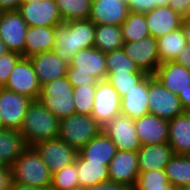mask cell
Here are the masks:
<instances>
[{
    "label": "cell",
    "mask_w": 190,
    "mask_h": 190,
    "mask_svg": "<svg viewBox=\"0 0 190 190\" xmlns=\"http://www.w3.org/2000/svg\"><path fill=\"white\" fill-rule=\"evenodd\" d=\"M54 51L68 67L81 49L94 47L95 24L90 20H72L54 27Z\"/></svg>",
    "instance_id": "cell-1"
},
{
    "label": "cell",
    "mask_w": 190,
    "mask_h": 190,
    "mask_svg": "<svg viewBox=\"0 0 190 190\" xmlns=\"http://www.w3.org/2000/svg\"><path fill=\"white\" fill-rule=\"evenodd\" d=\"M27 146L58 138L59 119L39 100H32L19 129Z\"/></svg>",
    "instance_id": "cell-2"
},
{
    "label": "cell",
    "mask_w": 190,
    "mask_h": 190,
    "mask_svg": "<svg viewBox=\"0 0 190 190\" xmlns=\"http://www.w3.org/2000/svg\"><path fill=\"white\" fill-rule=\"evenodd\" d=\"M13 182L37 187L51 186L52 174L34 147L28 146L11 166Z\"/></svg>",
    "instance_id": "cell-3"
},
{
    "label": "cell",
    "mask_w": 190,
    "mask_h": 190,
    "mask_svg": "<svg viewBox=\"0 0 190 190\" xmlns=\"http://www.w3.org/2000/svg\"><path fill=\"white\" fill-rule=\"evenodd\" d=\"M74 87L67 76L41 85L38 100L59 120L75 114Z\"/></svg>",
    "instance_id": "cell-4"
},
{
    "label": "cell",
    "mask_w": 190,
    "mask_h": 190,
    "mask_svg": "<svg viewBox=\"0 0 190 190\" xmlns=\"http://www.w3.org/2000/svg\"><path fill=\"white\" fill-rule=\"evenodd\" d=\"M102 131L91 115L72 114L59 120L58 137L78 151Z\"/></svg>",
    "instance_id": "cell-5"
},
{
    "label": "cell",
    "mask_w": 190,
    "mask_h": 190,
    "mask_svg": "<svg viewBox=\"0 0 190 190\" xmlns=\"http://www.w3.org/2000/svg\"><path fill=\"white\" fill-rule=\"evenodd\" d=\"M148 103L149 112L160 118L171 120L183 114L180 99L156 78L148 74Z\"/></svg>",
    "instance_id": "cell-6"
},
{
    "label": "cell",
    "mask_w": 190,
    "mask_h": 190,
    "mask_svg": "<svg viewBox=\"0 0 190 190\" xmlns=\"http://www.w3.org/2000/svg\"><path fill=\"white\" fill-rule=\"evenodd\" d=\"M5 89L38 100L41 85L29 58L22 57L9 75Z\"/></svg>",
    "instance_id": "cell-7"
},
{
    "label": "cell",
    "mask_w": 190,
    "mask_h": 190,
    "mask_svg": "<svg viewBox=\"0 0 190 190\" xmlns=\"http://www.w3.org/2000/svg\"><path fill=\"white\" fill-rule=\"evenodd\" d=\"M119 114H121L119 93L106 80L98 81L91 116L103 128Z\"/></svg>",
    "instance_id": "cell-8"
},
{
    "label": "cell",
    "mask_w": 190,
    "mask_h": 190,
    "mask_svg": "<svg viewBox=\"0 0 190 190\" xmlns=\"http://www.w3.org/2000/svg\"><path fill=\"white\" fill-rule=\"evenodd\" d=\"M17 11L28 27H55L63 23L56 0L21 3Z\"/></svg>",
    "instance_id": "cell-9"
},
{
    "label": "cell",
    "mask_w": 190,
    "mask_h": 190,
    "mask_svg": "<svg viewBox=\"0 0 190 190\" xmlns=\"http://www.w3.org/2000/svg\"><path fill=\"white\" fill-rule=\"evenodd\" d=\"M33 147L40 154L51 174L75 163L78 155V150L76 148L69 146L59 137L39 142Z\"/></svg>",
    "instance_id": "cell-10"
},
{
    "label": "cell",
    "mask_w": 190,
    "mask_h": 190,
    "mask_svg": "<svg viewBox=\"0 0 190 190\" xmlns=\"http://www.w3.org/2000/svg\"><path fill=\"white\" fill-rule=\"evenodd\" d=\"M123 50L139 70L154 75L161 64L158 55L157 39L148 36L134 42H124Z\"/></svg>",
    "instance_id": "cell-11"
},
{
    "label": "cell",
    "mask_w": 190,
    "mask_h": 190,
    "mask_svg": "<svg viewBox=\"0 0 190 190\" xmlns=\"http://www.w3.org/2000/svg\"><path fill=\"white\" fill-rule=\"evenodd\" d=\"M32 99L0 87V117L3 128L20 129Z\"/></svg>",
    "instance_id": "cell-12"
},
{
    "label": "cell",
    "mask_w": 190,
    "mask_h": 190,
    "mask_svg": "<svg viewBox=\"0 0 190 190\" xmlns=\"http://www.w3.org/2000/svg\"><path fill=\"white\" fill-rule=\"evenodd\" d=\"M117 150L137 152L142 146L137 136L134 120L123 114L116 115L102 128Z\"/></svg>",
    "instance_id": "cell-13"
},
{
    "label": "cell",
    "mask_w": 190,
    "mask_h": 190,
    "mask_svg": "<svg viewBox=\"0 0 190 190\" xmlns=\"http://www.w3.org/2000/svg\"><path fill=\"white\" fill-rule=\"evenodd\" d=\"M28 25L17 10H3L0 17V39L9 51L22 54Z\"/></svg>",
    "instance_id": "cell-14"
},
{
    "label": "cell",
    "mask_w": 190,
    "mask_h": 190,
    "mask_svg": "<svg viewBox=\"0 0 190 190\" xmlns=\"http://www.w3.org/2000/svg\"><path fill=\"white\" fill-rule=\"evenodd\" d=\"M67 73H88L98 81L105 80L107 75L106 53L95 47L79 50L71 58Z\"/></svg>",
    "instance_id": "cell-15"
},
{
    "label": "cell",
    "mask_w": 190,
    "mask_h": 190,
    "mask_svg": "<svg viewBox=\"0 0 190 190\" xmlns=\"http://www.w3.org/2000/svg\"><path fill=\"white\" fill-rule=\"evenodd\" d=\"M109 180L126 184L133 189L140 174L137 152L117 150L108 165Z\"/></svg>",
    "instance_id": "cell-16"
},
{
    "label": "cell",
    "mask_w": 190,
    "mask_h": 190,
    "mask_svg": "<svg viewBox=\"0 0 190 190\" xmlns=\"http://www.w3.org/2000/svg\"><path fill=\"white\" fill-rule=\"evenodd\" d=\"M129 8L125 0H92L89 19L95 25H118L127 19Z\"/></svg>",
    "instance_id": "cell-17"
},
{
    "label": "cell",
    "mask_w": 190,
    "mask_h": 190,
    "mask_svg": "<svg viewBox=\"0 0 190 190\" xmlns=\"http://www.w3.org/2000/svg\"><path fill=\"white\" fill-rule=\"evenodd\" d=\"M137 136L142 146L168 143V120L147 114L134 120Z\"/></svg>",
    "instance_id": "cell-18"
},
{
    "label": "cell",
    "mask_w": 190,
    "mask_h": 190,
    "mask_svg": "<svg viewBox=\"0 0 190 190\" xmlns=\"http://www.w3.org/2000/svg\"><path fill=\"white\" fill-rule=\"evenodd\" d=\"M183 17L169 6L155 7L145 13V20L150 36L158 39L180 28Z\"/></svg>",
    "instance_id": "cell-19"
},
{
    "label": "cell",
    "mask_w": 190,
    "mask_h": 190,
    "mask_svg": "<svg viewBox=\"0 0 190 190\" xmlns=\"http://www.w3.org/2000/svg\"><path fill=\"white\" fill-rule=\"evenodd\" d=\"M34 66L40 85L67 76L68 66L54 50L44 51L29 58Z\"/></svg>",
    "instance_id": "cell-20"
},
{
    "label": "cell",
    "mask_w": 190,
    "mask_h": 190,
    "mask_svg": "<svg viewBox=\"0 0 190 190\" xmlns=\"http://www.w3.org/2000/svg\"><path fill=\"white\" fill-rule=\"evenodd\" d=\"M154 77L174 94L179 95L190 89V71L175 61L161 63Z\"/></svg>",
    "instance_id": "cell-21"
},
{
    "label": "cell",
    "mask_w": 190,
    "mask_h": 190,
    "mask_svg": "<svg viewBox=\"0 0 190 190\" xmlns=\"http://www.w3.org/2000/svg\"><path fill=\"white\" fill-rule=\"evenodd\" d=\"M148 103V74L121 98V114L133 120L150 114Z\"/></svg>",
    "instance_id": "cell-22"
},
{
    "label": "cell",
    "mask_w": 190,
    "mask_h": 190,
    "mask_svg": "<svg viewBox=\"0 0 190 190\" xmlns=\"http://www.w3.org/2000/svg\"><path fill=\"white\" fill-rule=\"evenodd\" d=\"M138 167L143 171L164 170L174 155L169 143L141 146L138 151Z\"/></svg>",
    "instance_id": "cell-23"
},
{
    "label": "cell",
    "mask_w": 190,
    "mask_h": 190,
    "mask_svg": "<svg viewBox=\"0 0 190 190\" xmlns=\"http://www.w3.org/2000/svg\"><path fill=\"white\" fill-rule=\"evenodd\" d=\"M116 152V146L103 129L78 151L87 162H96L104 165H109Z\"/></svg>",
    "instance_id": "cell-24"
},
{
    "label": "cell",
    "mask_w": 190,
    "mask_h": 190,
    "mask_svg": "<svg viewBox=\"0 0 190 190\" xmlns=\"http://www.w3.org/2000/svg\"><path fill=\"white\" fill-rule=\"evenodd\" d=\"M168 123V143L174 154L190 155V112H184Z\"/></svg>",
    "instance_id": "cell-25"
},
{
    "label": "cell",
    "mask_w": 190,
    "mask_h": 190,
    "mask_svg": "<svg viewBox=\"0 0 190 190\" xmlns=\"http://www.w3.org/2000/svg\"><path fill=\"white\" fill-rule=\"evenodd\" d=\"M54 46V27H28L22 56L30 58L44 51H52Z\"/></svg>",
    "instance_id": "cell-26"
},
{
    "label": "cell",
    "mask_w": 190,
    "mask_h": 190,
    "mask_svg": "<svg viewBox=\"0 0 190 190\" xmlns=\"http://www.w3.org/2000/svg\"><path fill=\"white\" fill-rule=\"evenodd\" d=\"M28 146L18 130L0 129V164L11 167Z\"/></svg>",
    "instance_id": "cell-27"
},
{
    "label": "cell",
    "mask_w": 190,
    "mask_h": 190,
    "mask_svg": "<svg viewBox=\"0 0 190 190\" xmlns=\"http://www.w3.org/2000/svg\"><path fill=\"white\" fill-rule=\"evenodd\" d=\"M79 187L86 188L109 180L108 165L87 162L79 153L75 161Z\"/></svg>",
    "instance_id": "cell-28"
},
{
    "label": "cell",
    "mask_w": 190,
    "mask_h": 190,
    "mask_svg": "<svg viewBox=\"0 0 190 190\" xmlns=\"http://www.w3.org/2000/svg\"><path fill=\"white\" fill-rule=\"evenodd\" d=\"M186 45V38L181 27L159 37L157 39V48L160 63L175 61Z\"/></svg>",
    "instance_id": "cell-29"
},
{
    "label": "cell",
    "mask_w": 190,
    "mask_h": 190,
    "mask_svg": "<svg viewBox=\"0 0 190 190\" xmlns=\"http://www.w3.org/2000/svg\"><path fill=\"white\" fill-rule=\"evenodd\" d=\"M94 47L103 53L120 49L124 45L121 26L95 25Z\"/></svg>",
    "instance_id": "cell-30"
},
{
    "label": "cell",
    "mask_w": 190,
    "mask_h": 190,
    "mask_svg": "<svg viewBox=\"0 0 190 190\" xmlns=\"http://www.w3.org/2000/svg\"><path fill=\"white\" fill-rule=\"evenodd\" d=\"M164 171L175 188L190 186V155L174 154Z\"/></svg>",
    "instance_id": "cell-31"
},
{
    "label": "cell",
    "mask_w": 190,
    "mask_h": 190,
    "mask_svg": "<svg viewBox=\"0 0 190 190\" xmlns=\"http://www.w3.org/2000/svg\"><path fill=\"white\" fill-rule=\"evenodd\" d=\"M124 42H136L150 36L145 13L129 11L127 19L121 24Z\"/></svg>",
    "instance_id": "cell-32"
},
{
    "label": "cell",
    "mask_w": 190,
    "mask_h": 190,
    "mask_svg": "<svg viewBox=\"0 0 190 190\" xmlns=\"http://www.w3.org/2000/svg\"><path fill=\"white\" fill-rule=\"evenodd\" d=\"M63 22L88 20L92 0H56Z\"/></svg>",
    "instance_id": "cell-33"
},
{
    "label": "cell",
    "mask_w": 190,
    "mask_h": 190,
    "mask_svg": "<svg viewBox=\"0 0 190 190\" xmlns=\"http://www.w3.org/2000/svg\"><path fill=\"white\" fill-rule=\"evenodd\" d=\"M133 190H175L164 170L143 171L139 174Z\"/></svg>",
    "instance_id": "cell-34"
},
{
    "label": "cell",
    "mask_w": 190,
    "mask_h": 190,
    "mask_svg": "<svg viewBox=\"0 0 190 190\" xmlns=\"http://www.w3.org/2000/svg\"><path fill=\"white\" fill-rule=\"evenodd\" d=\"M107 72L145 73L126 55L123 48L106 53Z\"/></svg>",
    "instance_id": "cell-35"
},
{
    "label": "cell",
    "mask_w": 190,
    "mask_h": 190,
    "mask_svg": "<svg viewBox=\"0 0 190 190\" xmlns=\"http://www.w3.org/2000/svg\"><path fill=\"white\" fill-rule=\"evenodd\" d=\"M146 73H117L107 72L105 80L110 83L122 98L136 84H138Z\"/></svg>",
    "instance_id": "cell-36"
},
{
    "label": "cell",
    "mask_w": 190,
    "mask_h": 190,
    "mask_svg": "<svg viewBox=\"0 0 190 190\" xmlns=\"http://www.w3.org/2000/svg\"><path fill=\"white\" fill-rule=\"evenodd\" d=\"M51 188L55 190H74L79 187L78 172L75 163L52 174Z\"/></svg>",
    "instance_id": "cell-37"
},
{
    "label": "cell",
    "mask_w": 190,
    "mask_h": 190,
    "mask_svg": "<svg viewBox=\"0 0 190 190\" xmlns=\"http://www.w3.org/2000/svg\"><path fill=\"white\" fill-rule=\"evenodd\" d=\"M96 85L74 87L75 114L91 115L94 106Z\"/></svg>",
    "instance_id": "cell-38"
},
{
    "label": "cell",
    "mask_w": 190,
    "mask_h": 190,
    "mask_svg": "<svg viewBox=\"0 0 190 190\" xmlns=\"http://www.w3.org/2000/svg\"><path fill=\"white\" fill-rule=\"evenodd\" d=\"M22 57V54L15 51H8L0 57V87L6 85L10 73Z\"/></svg>",
    "instance_id": "cell-39"
},
{
    "label": "cell",
    "mask_w": 190,
    "mask_h": 190,
    "mask_svg": "<svg viewBox=\"0 0 190 190\" xmlns=\"http://www.w3.org/2000/svg\"><path fill=\"white\" fill-rule=\"evenodd\" d=\"M67 78L73 87L96 85L98 83V80L88 73H67Z\"/></svg>",
    "instance_id": "cell-40"
},
{
    "label": "cell",
    "mask_w": 190,
    "mask_h": 190,
    "mask_svg": "<svg viewBox=\"0 0 190 190\" xmlns=\"http://www.w3.org/2000/svg\"><path fill=\"white\" fill-rule=\"evenodd\" d=\"M129 11L146 13L155 8V3L152 0H125Z\"/></svg>",
    "instance_id": "cell-41"
},
{
    "label": "cell",
    "mask_w": 190,
    "mask_h": 190,
    "mask_svg": "<svg viewBox=\"0 0 190 190\" xmlns=\"http://www.w3.org/2000/svg\"><path fill=\"white\" fill-rule=\"evenodd\" d=\"M84 190H131L126 184L108 180L96 185L86 187Z\"/></svg>",
    "instance_id": "cell-42"
},
{
    "label": "cell",
    "mask_w": 190,
    "mask_h": 190,
    "mask_svg": "<svg viewBox=\"0 0 190 190\" xmlns=\"http://www.w3.org/2000/svg\"><path fill=\"white\" fill-rule=\"evenodd\" d=\"M13 182L11 167H0V190H9Z\"/></svg>",
    "instance_id": "cell-43"
},
{
    "label": "cell",
    "mask_w": 190,
    "mask_h": 190,
    "mask_svg": "<svg viewBox=\"0 0 190 190\" xmlns=\"http://www.w3.org/2000/svg\"><path fill=\"white\" fill-rule=\"evenodd\" d=\"M190 5V0H169L167 6L172 8L175 12L179 13L182 17L187 13Z\"/></svg>",
    "instance_id": "cell-44"
},
{
    "label": "cell",
    "mask_w": 190,
    "mask_h": 190,
    "mask_svg": "<svg viewBox=\"0 0 190 190\" xmlns=\"http://www.w3.org/2000/svg\"><path fill=\"white\" fill-rule=\"evenodd\" d=\"M175 62L190 71V48L187 45L179 53L178 57L175 59Z\"/></svg>",
    "instance_id": "cell-45"
},
{
    "label": "cell",
    "mask_w": 190,
    "mask_h": 190,
    "mask_svg": "<svg viewBox=\"0 0 190 190\" xmlns=\"http://www.w3.org/2000/svg\"><path fill=\"white\" fill-rule=\"evenodd\" d=\"M181 106L185 112H190V89L178 95Z\"/></svg>",
    "instance_id": "cell-46"
},
{
    "label": "cell",
    "mask_w": 190,
    "mask_h": 190,
    "mask_svg": "<svg viewBox=\"0 0 190 190\" xmlns=\"http://www.w3.org/2000/svg\"><path fill=\"white\" fill-rule=\"evenodd\" d=\"M20 4L21 0H0L2 10H17Z\"/></svg>",
    "instance_id": "cell-47"
},
{
    "label": "cell",
    "mask_w": 190,
    "mask_h": 190,
    "mask_svg": "<svg viewBox=\"0 0 190 190\" xmlns=\"http://www.w3.org/2000/svg\"><path fill=\"white\" fill-rule=\"evenodd\" d=\"M181 29L186 38V44L190 48V19H182Z\"/></svg>",
    "instance_id": "cell-48"
},
{
    "label": "cell",
    "mask_w": 190,
    "mask_h": 190,
    "mask_svg": "<svg viewBox=\"0 0 190 190\" xmlns=\"http://www.w3.org/2000/svg\"><path fill=\"white\" fill-rule=\"evenodd\" d=\"M9 190H40V189L19 182H12L11 188Z\"/></svg>",
    "instance_id": "cell-49"
},
{
    "label": "cell",
    "mask_w": 190,
    "mask_h": 190,
    "mask_svg": "<svg viewBox=\"0 0 190 190\" xmlns=\"http://www.w3.org/2000/svg\"><path fill=\"white\" fill-rule=\"evenodd\" d=\"M152 3H155V7H164L168 5L169 0H152Z\"/></svg>",
    "instance_id": "cell-50"
},
{
    "label": "cell",
    "mask_w": 190,
    "mask_h": 190,
    "mask_svg": "<svg viewBox=\"0 0 190 190\" xmlns=\"http://www.w3.org/2000/svg\"><path fill=\"white\" fill-rule=\"evenodd\" d=\"M9 50L7 49V46L5 43L0 39V57L4 54H6Z\"/></svg>",
    "instance_id": "cell-51"
},
{
    "label": "cell",
    "mask_w": 190,
    "mask_h": 190,
    "mask_svg": "<svg viewBox=\"0 0 190 190\" xmlns=\"http://www.w3.org/2000/svg\"><path fill=\"white\" fill-rule=\"evenodd\" d=\"M175 190H190V186H179L176 187Z\"/></svg>",
    "instance_id": "cell-52"
},
{
    "label": "cell",
    "mask_w": 190,
    "mask_h": 190,
    "mask_svg": "<svg viewBox=\"0 0 190 190\" xmlns=\"http://www.w3.org/2000/svg\"><path fill=\"white\" fill-rule=\"evenodd\" d=\"M183 19H190V5L187 9V13L185 14V16L183 17Z\"/></svg>",
    "instance_id": "cell-53"
},
{
    "label": "cell",
    "mask_w": 190,
    "mask_h": 190,
    "mask_svg": "<svg viewBox=\"0 0 190 190\" xmlns=\"http://www.w3.org/2000/svg\"><path fill=\"white\" fill-rule=\"evenodd\" d=\"M42 0H21V3H31V2H39Z\"/></svg>",
    "instance_id": "cell-54"
},
{
    "label": "cell",
    "mask_w": 190,
    "mask_h": 190,
    "mask_svg": "<svg viewBox=\"0 0 190 190\" xmlns=\"http://www.w3.org/2000/svg\"><path fill=\"white\" fill-rule=\"evenodd\" d=\"M0 129H3V122L1 120V117H0Z\"/></svg>",
    "instance_id": "cell-55"
},
{
    "label": "cell",
    "mask_w": 190,
    "mask_h": 190,
    "mask_svg": "<svg viewBox=\"0 0 190 190\" xmlns=\"http://www.w3.org/2000/svg\"><path fill=\"white\" fill-rule=\"evenodd\" d=\"M40 190H55V189L49 187V188H44V189H40Z\"/></svg>",
    "instance_id": "cell-56"
},
{
    "label": "cell",
    "mask_w": 190,
    "mask_h": 190,
    "mask_svg": "<svg viewBox=\"0 0 190 190\" xmlns=\"http://www.w3.org/2000/svg\"><path fill=\"white\" fill-rule=\"evenodd\" d=\"M74 190H84V189L80 187V188H76V189H74Z\"/></svg>",
    "instance_id": "cell-57"
}]
</instances>
